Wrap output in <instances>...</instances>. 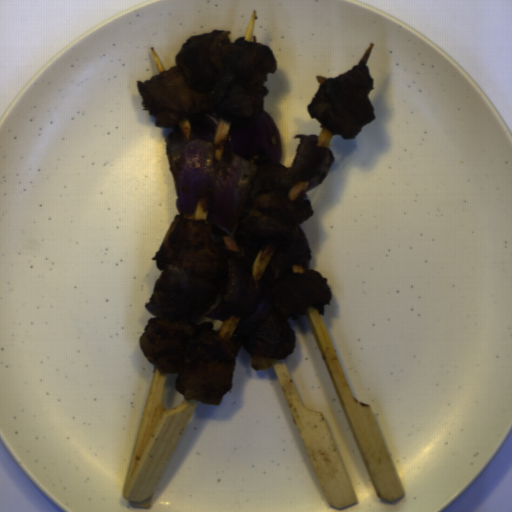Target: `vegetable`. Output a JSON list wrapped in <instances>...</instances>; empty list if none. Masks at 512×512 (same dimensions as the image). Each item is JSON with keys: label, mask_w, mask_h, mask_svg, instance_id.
<instances>
[{"label": "vegetable", "mask_w": 512, "mask_h": 512, "mask_svg": "<svg viewBox=\"0 0 512 512\" xmlns=\"http://www.w3.org/2000/svg\"><path fill=\"white\" fill-rule=\"evenodd\" d=\"M215 145L192 139L184 147V162L175 186L179 216L189 219L200 201L206 220L230 235L238 222L243 188L251 183L258 168L234 154L225 177L219 176Z\"/></svg>", "instance_id": "obj_1"}, {"label": "vegetable", "mask_w": 512, "mask_h": 512, "mask_svg": "<svg viewBox=\"0 0 512 512\" xmlns=\"http://www.w3.org/2000/svg\"><path fill=\"white\" fill-rule=\"evenodd\" d=\"M145 309L155 318L197 322L204 317L219 292L217 280L172 265L162 266Z\"/></svg>", "instance_id": "obj_2"}]
</instances>
